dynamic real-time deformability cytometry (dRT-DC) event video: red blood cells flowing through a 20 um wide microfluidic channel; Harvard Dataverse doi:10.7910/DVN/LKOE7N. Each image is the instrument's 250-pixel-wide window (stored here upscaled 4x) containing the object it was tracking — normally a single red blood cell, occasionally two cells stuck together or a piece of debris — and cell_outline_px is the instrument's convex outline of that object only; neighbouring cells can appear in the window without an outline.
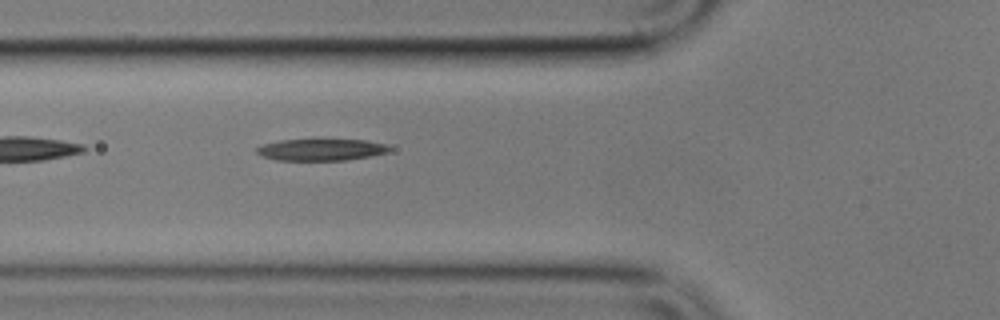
{"species": "common noctule bat (a hibernating species)", "species_latin": "Nyctalus noctula", "temperature_condition": "cold", "stored_images_in_passage": 5, "camera_frame_rate_fps": 3000, "um_per_image_px": 0.085, "animal": {"sex": "male", "body_mass_g": 17.9}, "frame": {"image": 1, "passage_image": 5, "time_ms": 5.333, "image_size_px": [1000, 320], "cell_outline_px": [[392, 148], [388, 152], [368, 156], [344, 160], [276, 160], [264, 156], [256, 152], [256, 148], [260, 144], [280, 140], [364, 140], [388, 144]], "centroid_in_image_um": [27.28, 12.72], "position_along_channel_um": 98.5, "area_um2": 16.65}}